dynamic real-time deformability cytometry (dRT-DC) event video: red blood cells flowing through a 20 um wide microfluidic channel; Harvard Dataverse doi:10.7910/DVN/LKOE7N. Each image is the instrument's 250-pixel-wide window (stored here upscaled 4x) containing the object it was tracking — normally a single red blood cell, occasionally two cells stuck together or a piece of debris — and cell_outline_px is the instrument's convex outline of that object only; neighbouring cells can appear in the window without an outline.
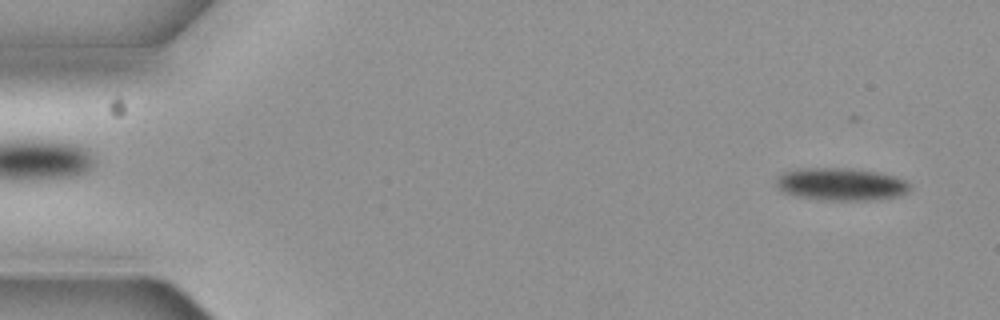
{"species": "common noctule bat (a hibernating species)", "species_latin": "Nyctalus noctula", "temperature_condition": "cold", "stored_images_in_passage": 4, "segment_of_instrument_passage": [2, 2], "camera_frame_rate_fps": 3000, "um_per_image_px": 0.085, "animal": {"sex": "female", "body_mass_g": 19.3, "forearm_length_mm": 54.1}, "frame": {"image": 1, "passage_image": 4, "time_ms": 1.0, "image_size_px": [1000, 320], "cell_outline_px": [[912, 188], [908, 192], [900, 196], [872, 200], [816, 200], [796, 196], [784, 192], [776, 188], [776, 180], [784, 172], [816, 168], [832, 168], [872, 172], [892, 176], [904, 180]], "centroid_in_image_um": [71.47, 15.7], "position_along_channel_um": 13.5, "area_um2": 24.85}}